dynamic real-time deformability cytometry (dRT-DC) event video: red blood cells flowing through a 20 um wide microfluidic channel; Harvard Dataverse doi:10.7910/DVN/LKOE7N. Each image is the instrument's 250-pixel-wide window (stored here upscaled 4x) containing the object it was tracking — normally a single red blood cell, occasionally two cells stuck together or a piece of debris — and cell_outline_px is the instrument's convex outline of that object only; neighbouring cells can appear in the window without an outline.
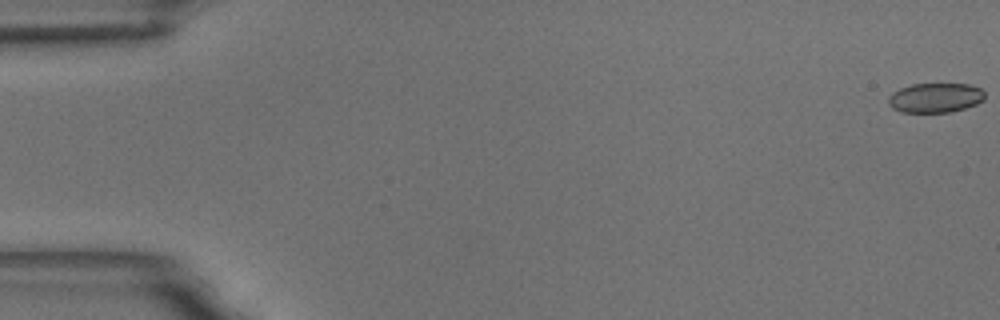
{"species": "common noctule bat (a hibernating species)", "species_latin": "Nyctalus noctula", "temperature_condition": "room temperature", "stored_images_in_passage": 12, "camera_frame_rate_fps": 3000, "um_per_image_px": 0.085, "animal": {"sex": "male", "body_mass_g": 18.8}, "frame": {"image": 1, "passage_image": 1, "time_ms": 0.0, "image_size_px": [1000, 320], "cell_outline_px": [[984, 100], [976, 104], [952, 112], [900, 112], [892, 108], [888, 104], [888, 96], [892, 92], [900, 88], [912, 84], [968, 84], [980, 88], [984, 92]], "centroid_in_image_um": [79.47, 8.31], "position_along_channel_um": 5.5, "area_um2": 16.7}}